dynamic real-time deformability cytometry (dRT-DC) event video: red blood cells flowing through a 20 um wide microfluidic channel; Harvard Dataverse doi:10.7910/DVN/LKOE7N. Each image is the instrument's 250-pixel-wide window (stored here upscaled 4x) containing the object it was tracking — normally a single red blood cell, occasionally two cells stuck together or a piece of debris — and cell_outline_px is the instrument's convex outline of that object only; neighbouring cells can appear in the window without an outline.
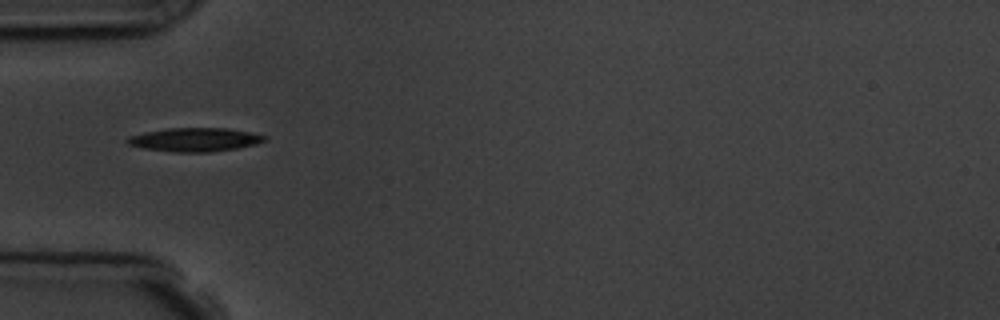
{"species": "common noctule bat (a hibernating species)", "species_latin": "Nyctalus noctula", "temperature_condition": "room temperature", "stored_images_in_passage": 2, "camera_frame_rate_fps": 3000, "um_per_image_px": 0.085, "animal": {"sex": "male", "body_mass_g": 19.5, "forearm_length_mm": 54.6}, "frame": {"image": 1, "passage_image": 1, "time_ms": 0.0, "image_size_px": [1000, 320], "cell_outline_px": [[268, 136], [264, 140], [256, 144], [236, 148], [208, 152], [172, 152], [144, 148], [128, 144], [124, 140], [128, 136], [144, 132], [164, 128], [228, 128], [252, 132]], "centroid_in_image_um": [16.53, 11.86], "position_along_channel_um": 68.5, "area_um2": 19.02}}